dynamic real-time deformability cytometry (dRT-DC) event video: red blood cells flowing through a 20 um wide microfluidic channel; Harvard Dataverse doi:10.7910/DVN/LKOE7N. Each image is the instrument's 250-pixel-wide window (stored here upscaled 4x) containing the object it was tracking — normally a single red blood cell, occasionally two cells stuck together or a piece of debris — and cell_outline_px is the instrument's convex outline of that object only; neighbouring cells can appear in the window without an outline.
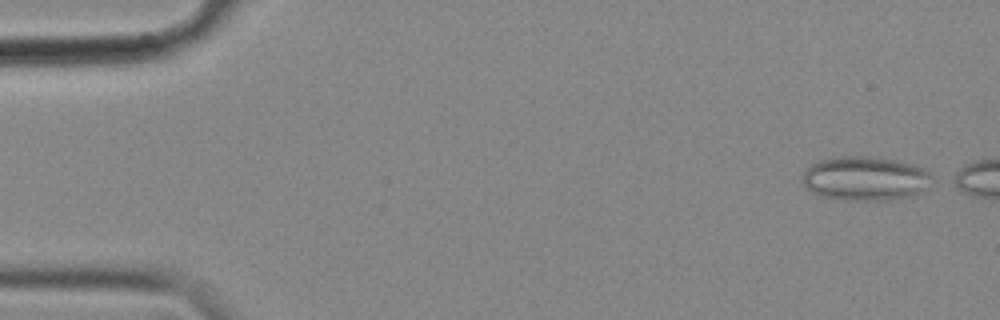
{"species": "common noctule bat (a hibernating species)", "species_latin": "Nyctalus noctula", "temperature_condition": "cold", "stored_images_in_passage": 7, "camera_frame_rate_fps": 3000, "um_per_image_px": 0.085, "animal": {"sex": "female", "body_mass_g": 18.4}, "frame": {"image": 1, "passage_image": 2, "time_ms": 0.333, "image_size_px": [1000, 320], "cell_outline_px": [[928, 176], [920, 188], [916, 192], [908, 196], [880, 200], [848, 200], [824, 196], [812, 192], [804, 184], [804, 172], [812, 164], [824, 160], [844, 156], [868, 156], [892, 160], [912, 164], [928, 172]], "centroid_in_image_um": [73.43, 15.16], "position_along_channel_um": 11.6, "area_um2": 31.67}}